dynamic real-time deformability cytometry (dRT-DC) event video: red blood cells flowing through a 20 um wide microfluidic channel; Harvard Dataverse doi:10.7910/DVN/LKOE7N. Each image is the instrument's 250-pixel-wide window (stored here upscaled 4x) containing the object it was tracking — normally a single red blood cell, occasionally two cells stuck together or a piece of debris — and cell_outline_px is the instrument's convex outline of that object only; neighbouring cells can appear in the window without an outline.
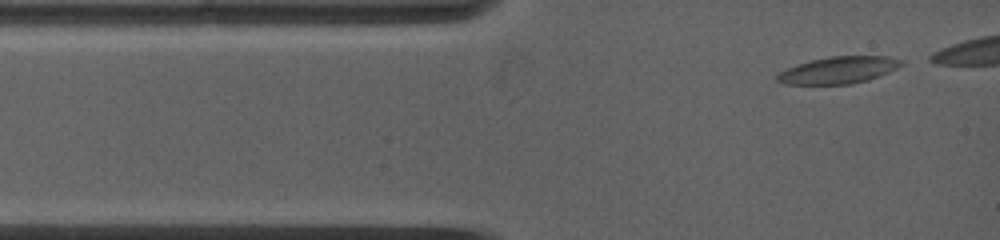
{"species": "common noctule bat (a hibernating species)", "species_latin": "Nyctalus noctula", "temperature_condition": "warm", "stored_images_in_passage": 7, "camera_frame_rate_fps": 5000, "um_per_image_px": 0.085, "animal": {"sex": "female", "body_mass_g": 19.0, "forearm_length_mm": 53.3}, "frame": {"image": 1, "passage_image": 1, "time_ms": 0.0, "image_size_px": [1000, 240], "cell_outline_px": [[904, 64], [888, 72], [868, 80], [852, 84], [784, 84], [776, 80], [776, 76], [780, 72], [788, 68], [812, 60], [832, 56], [888, 56], [904, 60]], "centroid_in_image_um": [71.31, 5.96], "position_along_channel_um": 13.7, "area_um2": 19.31}}